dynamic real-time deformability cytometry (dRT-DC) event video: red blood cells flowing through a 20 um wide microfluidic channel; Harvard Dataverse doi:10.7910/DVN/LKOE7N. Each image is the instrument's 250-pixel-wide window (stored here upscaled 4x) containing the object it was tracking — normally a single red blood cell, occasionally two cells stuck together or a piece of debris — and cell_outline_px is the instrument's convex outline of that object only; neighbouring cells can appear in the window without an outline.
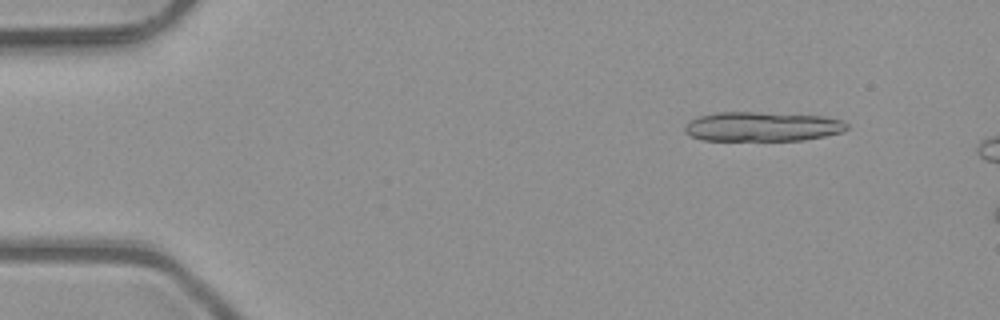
{"species": "common noctule bat (a hibernating species)", "species_latin": "Nyctalus noctula", "temperature_condition": "room temperature", "stored_images_in_passage": 4, "camera_frame_rate_fps": 3000, "um_per_image_px": 0.085, "animal": {"sex": "male", "body_mass_g": 23.1, "forearm_length_mm": 52.7}, "frame": {"image": 1, "passage_image": 2, "time_ms": 0.333, "image_size_px": [1000, 320], "cell_outline_px": [[848, 128], [844, 132], [804, 140], [704, 140], [688, 136], [684, 132], [684, 128], [688, 120], [696, 116], [716, 112], [756, 112], [824, 116], [844, 120], [848, 124]], "centroid_in_image_um": [64.77, 10.75], "position_along_channel_um": 20.2, "area_um2": 28.21}}